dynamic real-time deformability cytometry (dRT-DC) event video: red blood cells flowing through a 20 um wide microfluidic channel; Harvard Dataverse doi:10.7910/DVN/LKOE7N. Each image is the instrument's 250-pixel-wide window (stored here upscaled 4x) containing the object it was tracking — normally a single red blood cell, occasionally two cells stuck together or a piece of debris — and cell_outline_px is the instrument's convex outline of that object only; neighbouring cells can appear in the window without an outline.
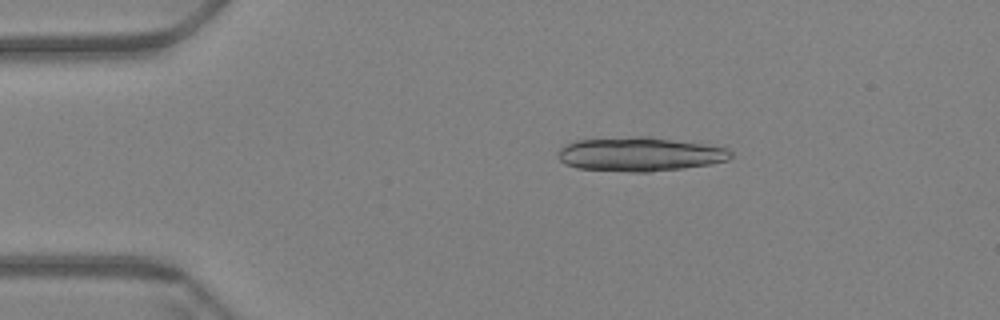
{"species": "Egyptian fruit bat (a non-hibernating species)", "species_latin": "Rousettus aegyptiacus", "temperature_condition": "warm", "stored_images_in_passage": 18, "camera_frame_rate_fps": 3000, "um_per_image_px": 0.085, "animal": {"sex": "female"}, "frame": {"image": 1, "passage_image": 11, "time_ms": 3.333, "image_size_px": [1000, 320], "cell_outline_px": [[732, 156], [728, 160], [708, 164], [684, 168], [648, 172], [628, 172], [576, 168], [564, 164], [556, 156], [560, 148], [576, 140], [636, 136], [648, 136], [728, 148], [732, 152]], "centroid_in_image_um": [54.35, 13.11], "position_along_channel_um": 30.7, "area_um2": 34.28}}